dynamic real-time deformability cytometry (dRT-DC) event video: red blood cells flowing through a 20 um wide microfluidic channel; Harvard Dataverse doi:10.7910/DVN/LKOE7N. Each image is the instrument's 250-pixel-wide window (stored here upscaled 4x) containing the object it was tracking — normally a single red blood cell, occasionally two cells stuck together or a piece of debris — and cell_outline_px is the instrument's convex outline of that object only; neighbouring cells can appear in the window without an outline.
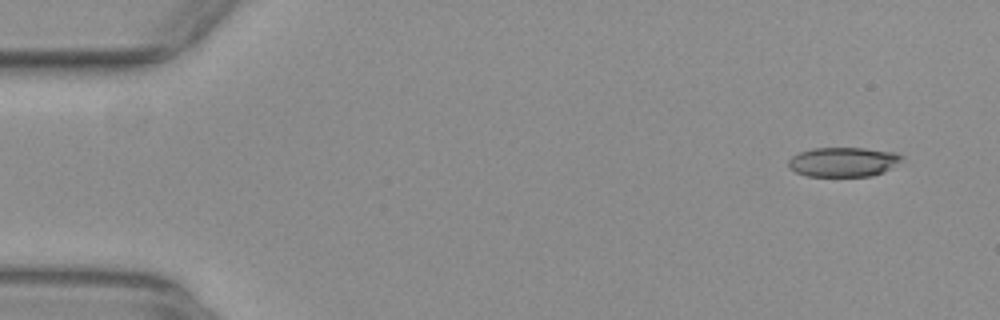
{"species": "common noctule bat (a hibernating species)", "species_latin": "Nyctalus noctula", "temperature_condition": "warm", "stored_images_in_passage": 13, "camera_frame_rate_fps": 3000, "um_per_image_px": 0.085, "animal": {"sex": "female", "body_mass_g": 29.2, "forearm_length_mm": 56.3}, "frame": {"image": 1, "passage_image": 1, "time_ms": 0.0, "image_size_px": [1000, 320], "cell_outline_px": [[904, 156], [900, 160], [884, 172], [872, 176], [808, 176], [796, 172], [788, 168], [788, 160], [792, 156], [800, 152], [812, 148], [864, 148], [896, 152]], "centroid_in_image_um": [71.65, 13.76], "position_along_channel_um": 13.3, "area_um2": 19.48}}
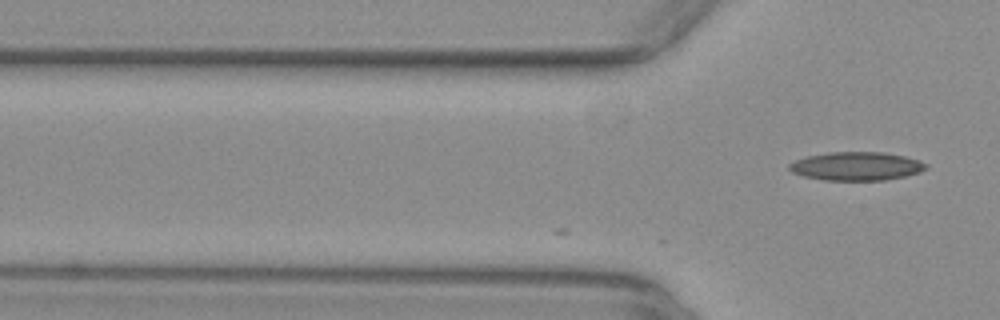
{"frame": {"image": 2, "passage_image": 13, "time_ms": 4.0, "image_size_px": [1000, 320], "cell_outline_px": [[928, 168], [920, 172], [904, 176], [884, 180], [824, 180], [804, 176], [792, 172], [788, 168], [788, 164], [796, 160], [808, 156], [828, 152], [884, 152], [904, 156], [920, 160], [928, 164]], "centroid_in_image_um": [72.82, 14.12], "position_along_channel_um": 53.0, "area_um2": 22.72}}